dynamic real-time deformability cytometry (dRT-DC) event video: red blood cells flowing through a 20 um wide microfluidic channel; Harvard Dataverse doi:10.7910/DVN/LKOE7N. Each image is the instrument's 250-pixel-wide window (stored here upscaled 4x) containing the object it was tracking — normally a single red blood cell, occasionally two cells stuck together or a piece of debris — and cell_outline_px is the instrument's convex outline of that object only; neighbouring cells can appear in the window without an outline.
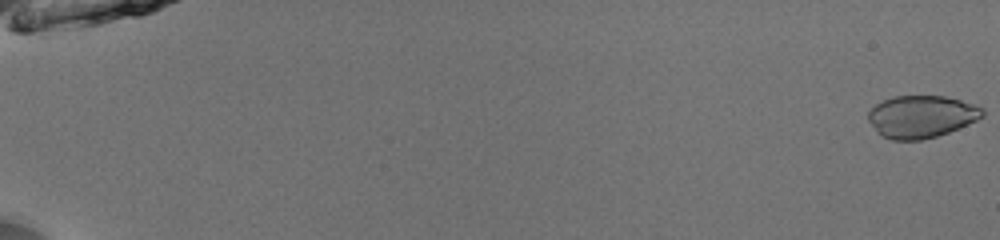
{"species": "common noctule bat (a hibernating species)", "species_latin": "Nyctalus noctula", "temperature_condition": "room temperature", "stored_images_in_passage": 53, "camera_frame_rate_fps": 3000, "um_per_image_px": 0.085, "animal": {"sex": "male", "body_mass_g": 13.0, "forearm_length_mm": 53.1}, "frame": {"image": 1, "passage_image": 1, "time_ms": 0.0, "image_size_px": [1000, 240], "cell_outline_px": [[984, 116], [968, 124], [948, 132], [936, 136], [920, 140], [892, 140], [880, 136], [868, 120], [868, 112], [876, 104], [892, 96], [944, 96], [960, 100], [984, 108]], "centroid_in_image_um": [78.3, 9.91], "position_along_channel_um": 6.7, "area_um2": 28.09}}
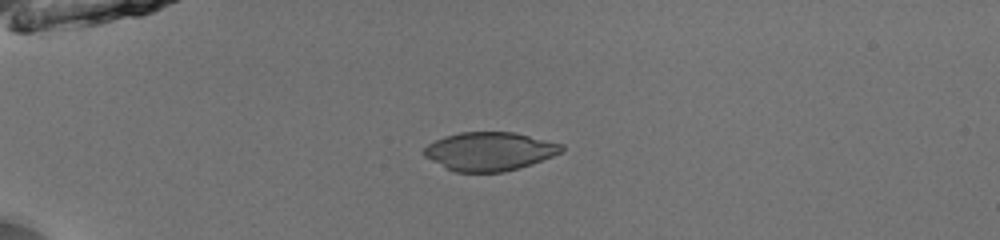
{"frame": {"image": 2, "passage_image": 16, "time_ms": 5.0, "image_size_px": [1000, 240], "cell_outline_px": [[564, 148], [560, 152], [552, 156], [532, 164], [520, 168], [504, 172], [456, 172], [424, 156], [420, 152], [428, 144], [444, 136], [460, 132], [512, 132], [564, 144]], "centroid_in_image_um": [41.6, 12.86], "position_along_channel_um": 43.4, "area_um2": 30.75}}